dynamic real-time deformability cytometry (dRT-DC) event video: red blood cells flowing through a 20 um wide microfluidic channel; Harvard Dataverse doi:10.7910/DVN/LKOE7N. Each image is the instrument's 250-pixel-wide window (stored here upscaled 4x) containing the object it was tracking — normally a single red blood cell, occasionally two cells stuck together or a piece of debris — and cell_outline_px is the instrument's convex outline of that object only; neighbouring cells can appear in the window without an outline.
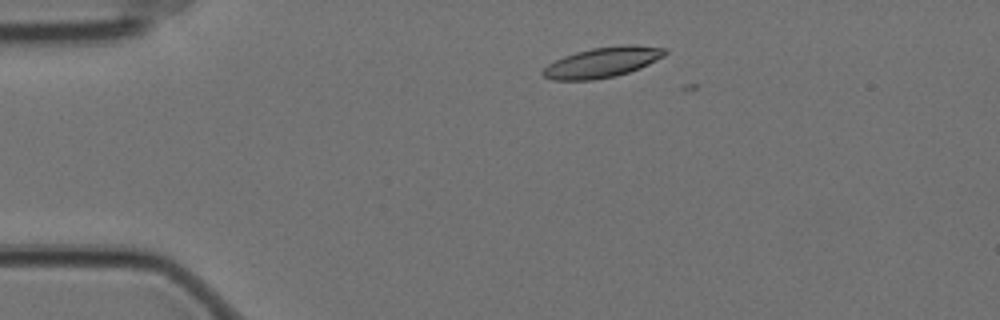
{"species": "Egyptian fruit bat (a non-hibernating species)", "species_latin": "Rousettus aegyptiacus", "temperature_condition": "cold", "stored_images_in_passage": 3, "camera_frame_rate_fps": 3000, "um_per_image_px": 0.085, "animal": {"sex": "female"}, "frame": {"image": 1, "passage_image": 1, "time_ms": 0.0, "image_size_px": [1000, 320], "cell_outline_px": [[668, 52], [664, 56], [640, 68], [616, 76], [592, 80], [552, 80], [544, 76], [540, 72], [548, 64], [564, 56], [576, 52], [592, 48], [620, 44], [632, 44], [668, 48]], "centroid_in_image_um": [51.23, 5.28], "position_along_channel_um": 33.8, "area_um2": 21.68}}